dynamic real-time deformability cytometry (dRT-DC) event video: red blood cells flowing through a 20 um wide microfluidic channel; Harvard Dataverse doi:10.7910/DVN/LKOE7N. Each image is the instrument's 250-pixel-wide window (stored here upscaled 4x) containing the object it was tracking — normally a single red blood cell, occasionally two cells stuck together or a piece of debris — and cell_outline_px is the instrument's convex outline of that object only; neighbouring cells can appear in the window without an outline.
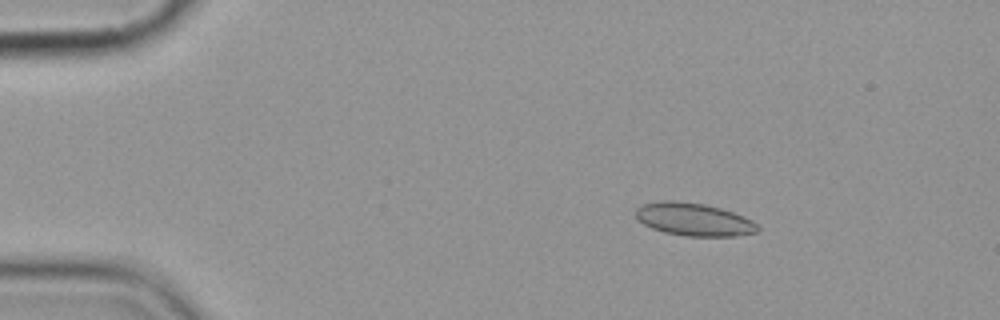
{"species": "common noctule bat (a hibernating species)", "species_latin": "Nyctalus noctula", "temperature_condition": "cold", "stored_images_in_passage": 4, "camera_frame_rate_fps": 3000, "um_per_image_px": 0.085, "animal": {"sex": "female", "body_mass_g": 19.9}, "frame": {"image": 1, "passage_image": 1, "time_ms": 0.0, "image_size_px": [1000, 320], "cell_outline_px": [[760, 228], [756, 232], [736, 236], [688, 236], [664, 232], [652, 228], [636, 220], [636, 208], [640, 204], [664, 200], [672, 200], [704, 204], [720, 208], [744, 216], [752, 220]], "centroid_in_image_um": [58.94, 18.64], "position_along_channel_um": 26.1, "area_um2": 23.35}}
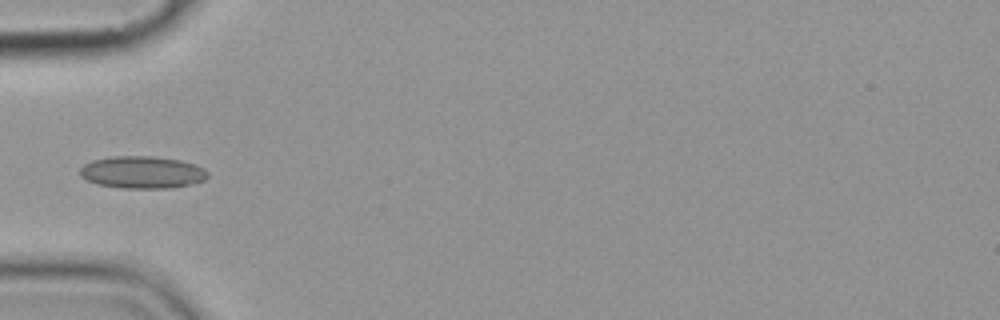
{"frame": {"image": 2, "passage_image": 4, "time_ms": 3.333, "image_size_px": [1000, 320], "cell_outline_px": [[208, 176], [204, 180], [188, 184], [168, 188], [120, 188], [96, 184], [80, 176], [80, 168], [84, 164], [92, 160], [112, 156], [152, 156], [180, 160], [196, 164], [204, 168], [208, 172]], "centroid_in_image_um": [12.07, 14.64], "position_along_channel_um": 72.9, "area_um2": 24.04}}